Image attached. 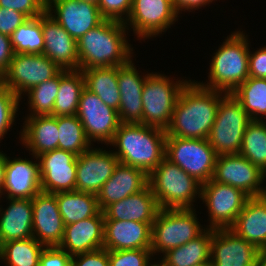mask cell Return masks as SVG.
I'll return each mask as SVG.
<instances>
[{
    "instance_id": "cell-1",
    "label": "cell",
    "mask_w": 266,
    "mask_h": 266,
    "mask_svg": "<svg viewBox=\"0 0 266 266\" xmlns=\"http://www.w3.org/2000/svg\"><path fill=\"white\" fill-rule=\"evenodd\" d=\"M227 93L188 80L176 101L167 136L208 139L220 100Z\"/></svg>"
},
{
    "instance_id": "cell-2",
    "label": "cell",
    "mask_w": 266,
    "mask_h": 266,
    "mask_svg": "<svg viewBox=\"0 0 266 266\" xmlns=\"http://www.w3.org/2000/svg\"><path fill=\"white\" fill-rule=\"evenodd\" d=\"M166 130L140 123H121L108 145L119 163L132 166L149 175L165 158Z\"/></svg>"
},
{
    "instance_id": "cell-3",
    "label": "cell",
    "mask_w": 266,
    "mask_h": 266,
    "mask_svg": "<svg viewBox=\"0 0 266 266\" xmlns=\"http://www.w3.org/2000/svg\"><path fill=\"white\" fill-rule=\"evenodd\" d=\"M124 22L105 19L78 41L79 70L121 66L131 60L133 48Z\"/></svg>"
},
{
    "instance_id": "cell-4",
    "label": "cell",
    "mask_w": 266,
    "mask_h": 266,
    "mask_svg": "<svg viewBox=\"0 0 266 266\" xmlns=\"http://www.w3.org/2000/svg\"><path fill=\"white\" fill-rule=\"evenodd\" d=\"M246 33L236 31L225 39L212 57L209 77L201 86L231 94L249 77L250 45Z\"/></svg>"
},
{
    "instance_id": "cell-5",
    "label": "cell",
    "mask_w": 266,
    "mask_h": 266,
    "mask_svg": "<svg viewBox=\"0 0 266 266\" xmlns=\"http://www.w3.org/2000/svg\"><path fill=\"white\" fill-rule=\"evenodd\" d=\"M148 180L160 209L194 208L195 198H201L202 184L166 158Z\"/></svg>"
},
{
    "instance_id": "cell-6",
    "label": "cell",
    "mask_w": 266,
    "mask_h": 266,
    "mask_svg": "<svg viewBox=\"0 0 266 266\" xmlns=\"http://www.w3.org/2000/svg\"><path fill=\"white\" fill-rule=\"evenodd\" d=\"M195 208L160 209L152 223L151 252L166 253L199 236L205 228L197 219ZM204 228V229H202Z\"/></svg>"
},
{
    "instance_id": "cell-7",
    "label": "cell",
    "mask_w": 266,
    "mask_h": 266,
    "mask_svg": "<svg viewBox=\"0 0 266 266\" xmlns=\"http://www.w3.org/2000/svg\"><path fill=\"white\" fill-rule=\"evenodd\" d=\"M187 80H170L165 74L148 73L142 90L143 113L140 124L166 130L176 101Z\"/></svg>"
},
{
    "instance_id": "cell-8",
    "label": "cell",
    "mask_w": 266,
    "mask_h": 266,
    "mask_svg": "<svg viewBox=\"0 0 266 266\" xmlns=\"http://www.w3.org/2000/svg\"><path fill=\"white\" fill-rule=\"evenodd\" d=\"M251 121L242 105L231 94H226L219 102L207 139L215 154H239L245 129Z\"/></svg>"
},
{
    "instance_id": "cell-9",
    "label": "cell",
    "mask_w": 266,
    "mask_h": 266,
    "mask_svg": "<svg viewBox=\"0 0 266 266\" xmlns=\"http://www.w3.org/2000/svg\"><path fill=\"white\" fill-rule=\"evenodd\" d=\"M165 158L204 184L212 179L217 155L207 139L166 136Z\"/></svg>"
},
{
    "instance_id": "cell-10",
    "label": "cell",
    "mask_w": 266,
    "mask_h": 266,
    "mask_svg": "<svg viewBox=\"0 0 266 266\" xmlns=\"http://www.w3.org/2000/svg\"><path fill=\"white\" fill-rule=\"evenodd\" d=\"M62 69L44 54L18 53L0 78L1 85L9 88L20 99L31 88L57 76ZM25 93V94H24Z\"/></svg>"
},
{
    "instance_id": "cell-11",
    "label": "cell",
    "mask_w": 266,
    "mask_h": 266,
    "mask_svg": "<svg viewBox=\"0 0 266 266\" xmlns=\"http://www.w3.org/2000/svg\"><path fill=\"white\" fill-rule=\"evenodd\" d=\"M248 198L249 196L241 189L212 179L202 184L201 200L208 209L209 228H230L243 210Z\"/></svg>"
},
{
    "instance_id": "cell-12",
    "label": "cell",
    "mask_w": 266,
    "mask_h": 266,
    "mask_svg": "<svg viewBox=\"0 0 266 266\" xmlns=\"http://www.w3.org/2000/svg\"><path fill=\"white\" fill-rule=\"evenodd\" d=\"M76 115L90 142L99 141L108 145L121 124L118 111L104 104L96 94L86 88L81 92Z\"/></svg>"
},
{
    "instance_id": "cell-13",
    "label": "cell",
    "mask_w": 266,
    "mask_h": 266,
    "mask_svg": "<svg viewBox=\"0 0 266 266\" xmlns=\"http://www.w3.org/2000/svg\"><path fill=\"white\" fill-rule=\"evenodd\" d=\"M178 12L173 0H133L131 12L124 21L139 39L156 37L165 32L176 20Z\"/></svg>"
},
{
    "instance_id": "cell-14",
    "label": "cell",
    "mask_w": 266,
    "mask_h": 266,
    "mask_svg": "<svg viewBox=\"0 0 266 266\" xmlns=\"http://www.w3.org/2000/svg\"><path fill=\"white\" fill-rule=\"evenodd\" d=\"M212 180L241 189L249 197L263 196L265 173L240 154L217 156Z\"/></svg>"
},
{
    "instance_id": "cell-15",
    "label": "cell",
    "mask_w": 266,
    "mask_h": 266,
    "mask_svg": "<svg viewBox=\"0 0 266 266\" xmlns=\"http://www.w3.org/2000/svg\"><path fill=\"white\" fill-rule=\"evenodd\" d=\"M46 8L50 16L76 41L105 20L98 5L91 2L47 0ZM52 11L55 15L52 14Z\"/></svg>"
},
{
    "instance_id": "cell-16",
    "label": "cell",
    "mask_w": 266,
    "mask_h": 266,
    "mask_svg": "<svg viewBox=\"0 0 266 266\" xmlns=\"http://www.w3.org/2000/svg\"><path fill=\"white\" fill-rule=\"evenodd\" d=\"M33 158L39 161L43 192L76 190L77 155L57 148Z\"/></svg>"
},
{
    "instance_id": "cell-17",
    "label": "cell",
    "mask_w": 266,
    "mask_h": 266,
    "mask_svg": "<svg viewBox=\"0 0 266 266\" xmlns=\"http://www.w3.org/2000/svg\"><path fill=\"white\" fill-rule=\"evenodd\" d=\"M260 253L255 245L238 237L229 228L212 229V266H256Z\"/></svg>"
},
{
    "instance_id": "cell-18",
    "label": "cell",
    "mask_w": 266,
    "mask_h": 266,
    "mask_svg": "<svg viewBox=\"0 0 266 266\" xmlns=\"http://www.w3.org/2000/svg\"><path fill=\"white\" fill-rule=\"evenodd\" d=\"M119 160L115 153L93 146L77 156L76 190L97 194L112 176Z\"/></svg>"
},
{
    "instance_id": "cell-19",
    "label": "cell",
    "mask_w": 266,
    "mask_h": 266,
    "mask_svg": "<svg viewBox=\"0 0 266 266\" xmlns=\"http://www.w3.org/2000/svg\"><path fill=\"white\" fill-rule=\"evenodd\" d=\"M33 237L45 247L59 246L64 223L58 209L56 193L39 192L32 198Z\"/></svg>"
},
{
    "instance_id": "cell-20",
    "label": "cell",
    "mask_w": 266,
    "mask_h": 266,
    "mask_svg": "<svg viewBox=\"0 0 266 266\" xmlns=\"http://www.w3.org/2000/svg\"><path fill=\"white\" fill-rule=\"evenodd\" d=\"M43 53L62 70H79L77 41L46 11L41 15Z\"/></svg>"
},
{
    "instance_id": "cell-21",
    "label": "cell",
    "mask_w": 266,
    "mask_h": 266,
    "mask_svg": "<svg viewBox=\"0 0 266 266\" xmlns=\"http://www.w3.org/2000/svg\"><path fill=\"white\" fill-rule=\"evenodd\" d=\"M5 191L7 199H32L41 192L39 162L26 158L12 160L6 156L5 181L0 198Z\"/></svg>"
},
{
    "instance_id": "cell-22",
    "label": "cell",
    "mask_w": 266,
    "mask_h": 266,
    "mask_svg": "<svg viewBox=\"0 0 266 266\" xmlns=\"http://www.w3.org/2000/svg\"><path fill=\"white\" fill-rule=\"evenodd\" d=\"M139 75L132 59L118 66V87L121 95L118 116L121 123H141L143 113L142 90L146 81Z\"/></svg>"
},
{
    "instance_id": "cell-23",
    "label": "cell",
    "mask_w": 266,
    "mask_h": 266,
    "mask_svg": "<svg viewBox=\"0 0 266 266\" xmlns=\"http://www.w3.org/2000/svg\"><path fill=\"white\" fill-rule=\"evenodd\" d=\"M104 214L99 211L95 216L64 226V234L59 248L70 256L103 248Z\"/></svg>"
},
{
    "instance_id": "cell-24",
    "label": "cell",
    "mask_w": 266,
    "mask_h": 266,
    "mask_svg": "<svg viewBox=\"0 0 266 266\" xmlns=\"http://www.w3.org/2000/svg\"><path fill=\"white\" fill-rule=\"evenodd\" d=\"M148 181L144 171L118 163L112 176L96 194L99 209L103 211L108 205L142 191L148 186Z\"/></svg>"
},
{
    "instance_id": "cell-25",
    "label": "cell",
    "mask_w": 266,
    "mask_h": 266,
    "mask_svg": "<svg viewBox=\"0 0 266 266\" xmlns=\"http://www.w3.org/2000/svg\"><path fill=\"white\" fill-rule=\"evenodd\" d=\"M152 223L104 220L103 248L129 250L151 248Z\"/></svg>"
},
{
    "instance_id": "cell-26",
    "label": "cell",
    "mask_w": 266,
    "mask_h": 266,
    "mask_svg": "<svg viewBox=\"0 0 266 266\" xmlns=\"http://www.w3.org/2000/svg\"><path fill=\"white\" fill-rule=\"evenodd\" d=\"M159 210L156 197L148 185L142 191L108 205L103 214L104 220L153 223Z\"/></svg>"
},
{
    "instance_id": "cell-27",
    "label": "cell",
    "mask_w": 266,
    "mask_h": 266,
    "mask_svg": "<svg viewBox=\"0 0 266 266\" xmlns=\"http://www.w3.org/2000/svg\"><path fill=\"white\" fill-rule=\"evenodd\" d=\"M229 229L259 250L266 251V198L249 197Z\"/></svg>"
},
{
    "instance_id": "cell-28",
    "label": "cell",
    "mask_w": 266,
    "mask_h": 266,
    "mask_svg": "<svg viewBox=\"0 0 266 266\" xmlns=\"http://www.w3.org/2000/svg\"><path fill=\"white\" fill-rule=\"evenodd\" d=\"M8 200L6 210L0 208V246L12 240L33 237L32 199Z\"/></svg>"
},
{
    "instance_id": "cell-29",
    "label": "cell",
    "mask_w": 266,
    "mask_h": 266,
    "mask_svg": "<svg viewBox=\"0 0 266 266\" xmlns=\"http://www.w3.org/2000/svg\"><path fill=\"white\" fill-rule=\"evenodd\" d=\"M20 141L32 156L59 148L57 116L37 115L25 117Z\"/></svg>"
},
{
    "instance_id": "cell-30",
    "label": "cell",
    "mask_w": 266,
    "mask_h": 266,
    "mask_svg": "<svg viewBox=\"0 0 266 266\" xmlns=\"http://www.w3.org/2000/svg\"><path fill=\"white\" fill-rule=\"evenodd\" d=\"M212 229L206 228L199 236L163 254L167 266H194L211 263Z\"/></svg>"
},
{
    "instance_id": "cell-31",
    "label": "cell",
    "mask_w": 266,
    "mask_h": 266,
    "mask_svg": "<svg viewBox=\"0 0 266 266\" xmlns=\"http://www.w3.org/2000/svg\"><path fill=\"white\" fill-rule=\"evenodd\" d=\"M85 88L96 94L109 107L118 111L120 92L118 87V66L88 68L81 70Z\"/></svg>"
},
{
    "instance_id": "cell-32",
    "label": "cell",
    "mask_w": 266,
    "mask_h": 266,
    "mask_svg": "<svg viewBox=\"0 0 266 266\" xmlns=\"http://www.w3.org/2000/svg\"><path fill=\"white\" fill-rule=\"evenodd\" d=\"M64 225L95 216L99 211L97 195L77 190L56 193Z\"/></svg>"
},
{
    "instance_id": "cell-33",
    "label": "cell",
    "mask_w": 266,
    "mask_h": 266,
    "mask_svg": "<svg viewBox=\"0 0 266 266\" xmlns=\"http://www.w3.org/2000/svg\"><path fill=\"white\" fill-rule=\"evenodd\" d=\"M85 80L81 70H62L53 116L76 115Z\"/></svg>"
},
{
    "instance_id": "cell-34",
    "label": "cell",
    "mask_w": 266,
    "mask_h": 266,
    "mask_svg": "<svg viewBox=\"0 0 266 266\" xmlns=\"http://www.w3.org/2000/svg\"><path fill=\"white\" fill-rule=\"evenodd\" d=\"M231 95L242 105L251 120L266 117V79L248 77Z\"/></svg>"
},
{
    "instance_id": "cell-35",
    "label": "cell",
    "mask_w": 266,
    "mask_h": 266,
    "mask_svg": "<svg viewBox=\"0 0 266 266\" xmlns=\"http://www.w3.org/2000/svg\"><path fill=\"white\" fill-rule=\"evenodd\" d=\"M44 247L34 237L12 240L0 246V260L9 266H39Z\"/></svg>"
},
{
    "instance_id": "cell-36",
    "label": "cell",
    "mask_w": 266,
    "mask_h": 266,
    "mask_svg": "<svg viewBox=\"0 0 266 266\" xmlns=\"http://www.w3.org/2000/svg\"><path fill=\"white\" fill-rule=\"evenodd\" d=\"M59 149L69 151L77 156L91 148L84 127L77 115L57 116Z\"/></svg>"
},
{
    "instance_id": "cell-37",
    "label": "cell",
    "mask_w": 266,
    "mask_h": 266,
    "mask_svg": "<svg viewBox=\"0 0 266 266\" xmlns=\"http://www.w3.org/2000/svg\"><path fill=\"white\" fill-rule=\"evenodd\" d=\"M252 120L243 136L239 154L266 172V122Z\"/></svg>"
},
{
    "instance_id": "cell-38",
    "label": "cell",
    "mask_w": 266,
    "mask_h": 266,
    "mask_svg": "<svg viewBox=\"0 0 266 266\" xmlns=\"http://www.w3.org/2000/svg\"><path fill=\"white\" fill-rule=\"evenodd\" d=\"M14 53L42 54L45 41L41 16L28 18L10 36Z\"/></svg>"
},
{
    "instance_id": "cell-39",
    "label": "cell",
    "mask_w": 266,
    "mask_h": 266,
    "mask_svg": "<svg viewBox=\"0 0 266 266\" xmlns=\"http://www.w3.org/2000/svg\"><path fill=\"white\" fill-rule=\"evenodd\" d=\"M60 86V73L54 78L31 88L28 94V106L31 112L26 117L53 115V107Z\"/></svg>"
},
{
    "instance_id": "cell-40",
    "label": "cell",
    "mask_w": 266,
    "mask_h": 266,
    "mask_svg": "<svg viewBox=\"0 0 266 266\" xmlns=\"http://www.w3.org/2000/svg\"><path fill=\"white\" fill-rule=\"evenodd\" d=\"M21 99L0 84V141L14 124Z\"/></svg>"
},
{
    "instance_id": "cell-41",
    "label": "cell",
    "mask_w": 266,
    "mask_h": 266,
    "mask_svg": "<svg viewBox=\"0 0 266 266\" xmlns=\"http://www.w3.org/2000/svg\"><path fill=\"white\" fill-rule=\"evenodd\" d=\"M150 249L109 250V266H147Z\"/></svg>"
},
{
    "instance_id": "cell-42",
    "label": "cell",
    "mask_w": 266,
    "mask_h": 266,
    "mask_svg": "<svg viewBox=\"0 0 266 266\" xmlns=\"http://www.w3.org/2000/svg\"><path fill=\"white\" fill-rule=\"evenodd\" d=\"M133 0H99L97 5L105 19L124 22L132 9ZM125 15V16H123Z\"/></svg>"
},
{
    "instance_id": "cell-43",
    "label": "cell",
    "mask_w": 266,
    "mask_h": 266,
    "mask_svg": "<svg viewBox=\"0 0 266 266\" xmlns=\"http://www.w3.org/2000/svg\"><path fill=\"white\" fill-rule=\"evenodd\" d=\"M0 7L23 13L27 18H36L46 12L47 0H0Z\"/></svg>"
},
{
    "instance_id": "cell-44",
    "label": "cell",
    "mask_w": 266,
    "mask_h": 266,
    "mask_svg": "<svg viewBox=\"0 0 266 266\" xmlns=\"http://www.w3.org/2000/svg\"><path fill=\"white\" fill-rule=\"evenodd\" d=\"M71 266H109V250L101 248L71 256Z\"/></svg>"
},
{
    "instance_id": "cell-45",
    "label": "cell",
    "mask_w": 266,
    "mask_h": 266,
    "mask_svg": "<svg viewBox=\"0 0 266 266\" xmlns=\"http://www.w3.org/2000/svg\"><path fill=\"white\" fill-rule=\"evenodd\" d=\"M39 266H71V256L58 246L44 247Z\"/></svg>"
},
{
    "instance_id": "cell-46",
    "label": "cell",
    "mask_w": 266,
    "mask_h": 266,
    "mask_svg": "<svg viewBox=\"0 0 266 266\" xmlns=\"http://www.w3.org/2000/svg\"><path fill=\"white\" fill-rule=\"evenodd\" d=\"M27 19L23 13L0 7V33L10 37Z\"/></svg>"
},
{
    "instance_id": "cell-47",
    "label": "cell",
    "mask_w": 266,
    "mask_h": 266,
    "mask_svg": "<svg viewBox=\"0 0 266 266\" xmlns=\"http://www.w3.org/2000/svg\"><path fill=\"white\" fill-rule=\"evenodd\" d=\"M251 53L249 50V77L266 79V47Z\"/></svg>"
},
{
    "instance_id": "cell-48",
    "label": "cell",
    "mask_w": 266,
    "mask_h": 266,
    "mask_svg": "<svg viewBox=\"0 0 266 266\" xmlns=\"http://www.w3.org/2000/svg\"><path fill=\"white\" fill-rule=\"evenodd\" d=\"M14 54L10 37L0 33V78L6 72Z\"/></svg>"
},
{
    "instance_id": "cell-49",
    "label": "cell",
    "mask_w": 266,
    "mask_h": 266,
    "mask_svg": "<svg viewBox=\"0 0 266 266\" xmlns=\"http://www.w3.org/2000/svg\"><path fill=\"white\" fill-rule=\"evenodd\" d=\"M213 1L214 0H173V5L177 10L178 14H180L183 10L193 11L196 9L198 10L202 6L206 7V5H209Z\"/></svg>"
},
{
    "instance_id": "cell-50",
    "label": "cell",
    "mask_w": 266,
    "mask_h": 266,
    "mask_svg": "<svg viewBox=\"0 0 266 266\" xmlns=\"http://www.w3.org/2000/svg\"><path fill=\"white\" fill-rule=\"evenodd\" d=\"M6 154L0 152V196L3 193L5 181Z\"/></svg>"
},
{
    "instance_id": "cell-51",
    "label": "cell",
    "mask_w": 266,
    "mask_h": 266,
    "mask_svg": "<svg viewBox=\"0 0 266 266\" xmlns=\"http://www.w3.org/2000/svg\"><path fill=\"white\" fill-rule=\"evenodd\" d=\"M256 266H266V251H261Z\"/></svg>"
},
{
    "instance_id": "cell-52",
    "label": "cell",
    "mask_w": 266,
    "mask_h": 266,
    "mask_svg": "<svg viewBox=\"0 0 266 266\" xmlns=\"http://www.w3.org/2000/svg\"><path fill=\"white\" fill-rule=\"evenodd\" d=\"M147 266H167V265H166V263L163 260H161L159 263L157 262V263H152L151 264V262H149L147 264Z\"/></svg>"
},
{
    "instance_id": "cell-53",
    "label": "cell",
    "mask_w": 266,
    "mask_h": 266,
    "mask_svg": "<svg viewBox=\"0 0 266 266\" xmlns=\"http://www.w3.org/2000/svg\"><path fill=\"white\" fill-rule=\"evenodd\" d=\"M79 1L91 2L97 5L99 0H79Z\"/></svg>"
},
{
    "instance_id": "cell-54",
    "label": "cell",
    "mask_w": 266,
    "mask_h": 266,
    "mask_svg": "<svg viewBox=\"0 0 266 266\" xmlns=\"http://www.w3.org/2000/svg\"><path fill=\"white\" fill-rule=\"evenodd\" d=\"M194 266H212L211 263H201Z\"/></svg>"
},
{
    "instance_id": "cell-55",
    "label": "cell",
    "mask_w": 266,
    "mask_h": 266,
    "mask_svg": "<svg viewBox=\"0 0 266 266\" xmlns=\"http://www.w3.org/2000/svg\"><path fill=\"white\" fill-rule=\"evenodd\" d=\"M265 179H266V172H265ZM263 196L266 198V187L264 188Z\"/></svg>"
}]
</instances>
